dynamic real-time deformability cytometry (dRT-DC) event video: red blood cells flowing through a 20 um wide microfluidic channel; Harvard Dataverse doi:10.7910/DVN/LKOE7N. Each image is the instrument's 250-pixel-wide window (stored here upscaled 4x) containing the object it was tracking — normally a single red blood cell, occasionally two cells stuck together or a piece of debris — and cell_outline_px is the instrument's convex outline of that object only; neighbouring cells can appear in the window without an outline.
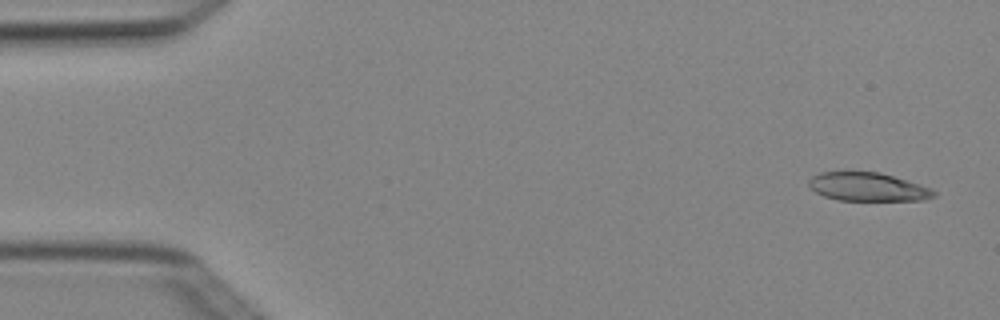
{"species": "Egyptian fruit bat (a non-hibernating species)", "species_latin": "Rousettus aegyptiacus", "temperature_condition": "cold", "stored_images_in_passage": 3, "camera_frame_rate_fps": 3000, "um_per_image_px": 0.085, "animal": {"sex": "female"}, "frame": {"image": 1, "passage_image": 1, "time_ms": 0.0, "image_size_px": [1000, 320], "cell_outline_px": [[936, 196], [924, 200], [836, 200], [824, 196], [816, 192], [808, 184], [808, 180], [812, 176], [820, 172], [880, 172], [908, 180], [932, 188], [936, 192]], "centroid_in_image_um": [73.79, 15.88], "position_along_channel_um": 11.2, "area_um2": 20.81}}